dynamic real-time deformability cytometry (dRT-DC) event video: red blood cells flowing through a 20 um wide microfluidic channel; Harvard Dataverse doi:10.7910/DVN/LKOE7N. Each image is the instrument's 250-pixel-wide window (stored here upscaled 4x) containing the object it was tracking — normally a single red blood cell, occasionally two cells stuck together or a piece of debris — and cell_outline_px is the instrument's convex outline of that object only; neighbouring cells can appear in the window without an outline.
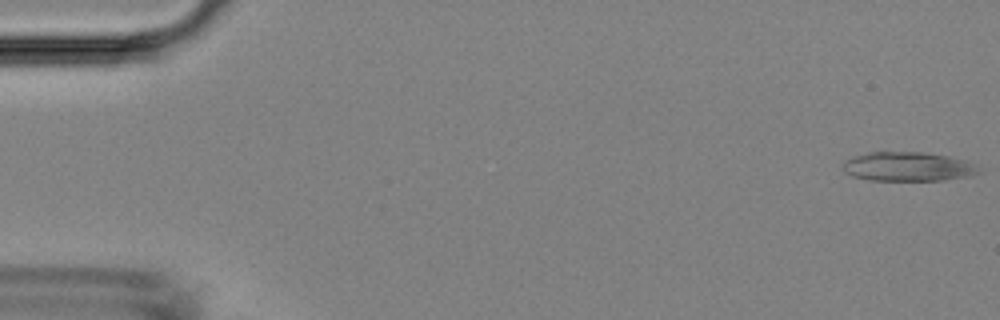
{"species": "Egyptian fruit bat (a non-hibernating species)", "species_latin": "Rousettus aegyptiacus", "temperature_condition": "room temperature", "stored_images_in_passage": 33, "camera_frame_rate_fps": 3000, "um_per_image_px": 0.085, "animal": {"sex": "female"}, "frame": {"image": 1, "passage_image": 1, "time_ms": 0.0, "image_size_px": [1000, 320], "cell_outline_px": [[984, 172], [972, 176], [944, 180], [868, 180], [852, 176], [844, 172], [840, 168], [840, 164], [844, 160], [852, 156], [868, 152], [924, 152], [948, 156], [980, 164]], "centroid_in_image_um": [77.21, 14.16], "position_along_channel_um": 7.8, "area_um2": 23.81}}
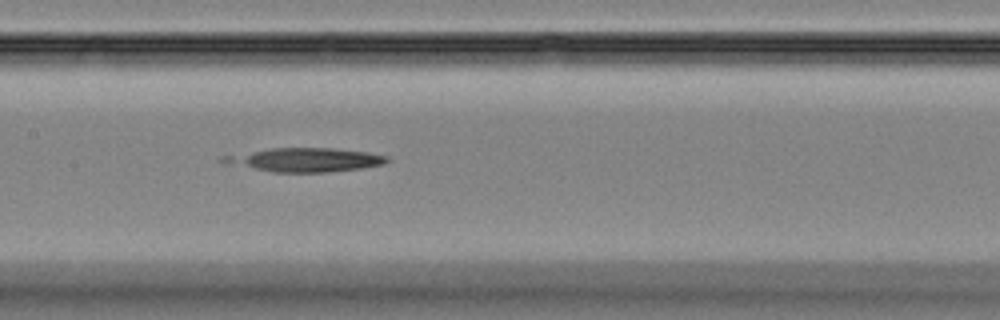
{"frame": {"image": 2, "passage_image": 24, "time_ms": 7.667, "image_size_px": [1000, 320], "cell_outline_px": [[392, 160], [384, 164], [364, 168], [328, 172], [272, 172], [220, 164], [216, 160], [220, 156], [268, 148], [332, 148], [368, 152], [388, 156]], "centroid_in_image_um": [25.81, 13.59], "position_along_channel_um": 181.6, "area_um2": 23.41}}
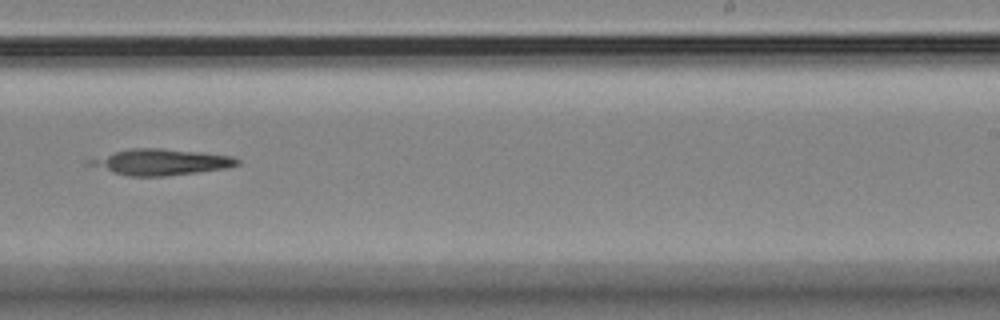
{"frame": {"image": 3, "passage_image": 31, "time_ms": 10.0, "image_size_px": [1000, 320], "cell_outline_px": [[240, 164], [228, 168], [200, 172], [168, 176], [128, 176], [112, 172], [84, 164], [84, 160], [128, 148], [160, 148], [200, 152], [232, 156], [240, 160]], "centroid_in_image_um": [13.63, 13.77], "position_along_channel_um": 275.4, "area_um2": 22.72}}